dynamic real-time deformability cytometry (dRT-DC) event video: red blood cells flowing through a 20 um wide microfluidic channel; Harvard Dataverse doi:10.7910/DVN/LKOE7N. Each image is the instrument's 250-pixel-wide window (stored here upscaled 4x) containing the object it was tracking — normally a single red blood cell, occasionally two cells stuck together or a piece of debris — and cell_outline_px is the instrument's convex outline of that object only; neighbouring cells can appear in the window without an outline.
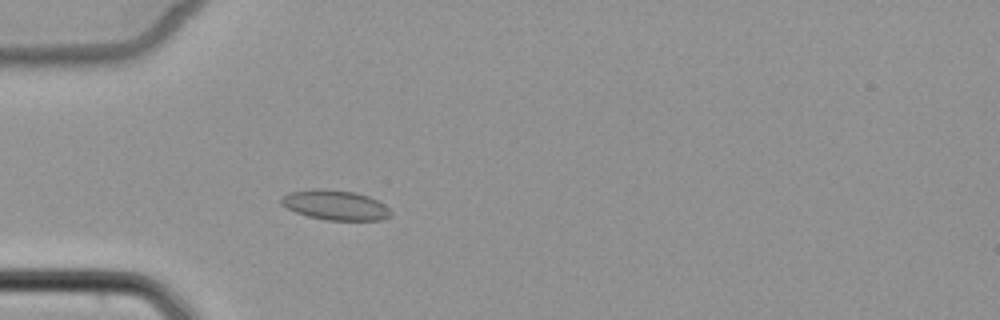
{"species": "common noctule bat (a hibernating species)", "species_latin": "Nyctalus noctula", "temperature_condition": "cold", "stored_images_in_passage": 1, "camera_frame_rate_fps": 3000, "um_per_image_px": 0.085, "animal": {"sex": "female", "body_mass_g": 22.7, "forearm_length_mm": 54.2}, "frame": {"image": 1, "passage_image": 1, "time_ms": 0.0, "image_size_px": [1000, 320], "cell_outline_px": [[392, 212], [388, 216], [380, 220], [328, 220], [308, 216], [296, 212], [280, 204], [280, 196], [288, 192], [316, 188], [356, 192], [368, 196], [384, 204]], "centroid_in_image_um": [28.45, 17.42], "position_along_channel_um": 56.5, "area_um2": 19.02}}